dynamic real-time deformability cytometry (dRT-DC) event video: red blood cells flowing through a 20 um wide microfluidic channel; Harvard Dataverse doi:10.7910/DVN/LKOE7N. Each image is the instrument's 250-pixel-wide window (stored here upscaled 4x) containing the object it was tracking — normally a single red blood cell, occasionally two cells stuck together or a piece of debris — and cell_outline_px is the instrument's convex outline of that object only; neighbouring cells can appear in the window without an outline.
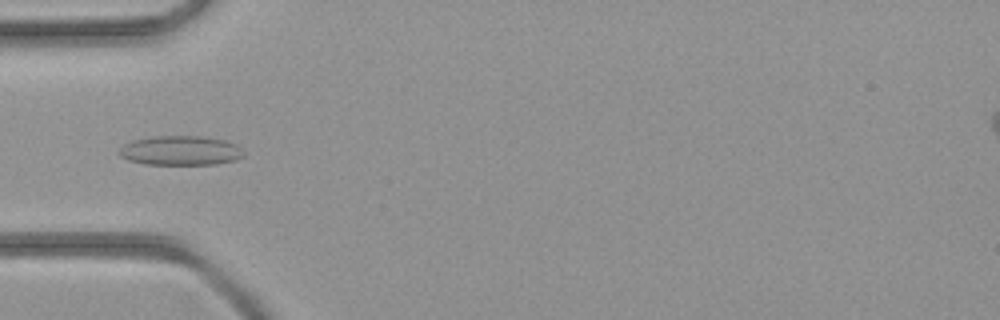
{"species": "common noctule bat (a hibernating species)", "species_latin": "Nyctalus noctula", "temperature_condition": "room temperature", "stored_images_in_passage": 30, "camera_frame_rate_fps": 3000, "um_per_image_px": 0.085, "animal": {"sex": "female", "body_mass_g": 21.9}, "frame": {"image": 1, "passage_image": 1, "time_ms": 0.0, "image_size_px": [1000, 320], "cell_outline_px": [[244, 156], [236, 160], [216, 164], [144, 164], [128, 160], [120, 156], [116, 152], [124, 144], [132, 140], [156, 136], [200, 136], [224, 140], [236, 144], [244, 152]], "centroid_in_image_um": [15.33, 12.8], "position_along_channel_um": 69.7, "area_um2": 21.44}}
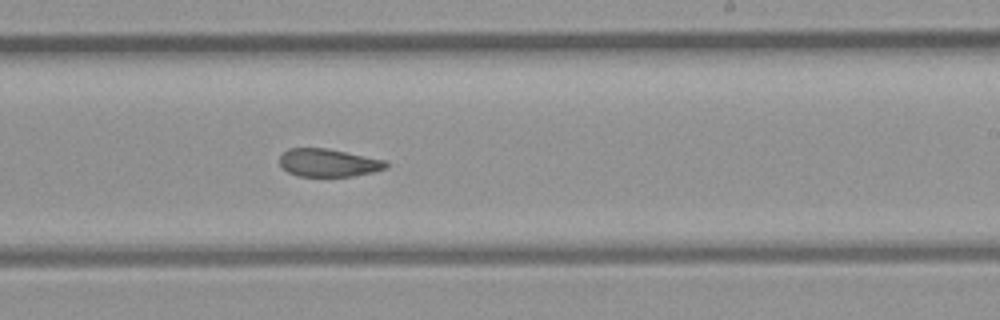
{"frame": {"image": 2, "passage_image": 13, "time_ms": 4.0, "image_size_px": [1000, 320], "cell_outline_px": [[388, 168], [372, 172], [352, 176], [300, 176], [288, 172], [280, 164], [280, 156], [288, 148], [328, 148], [384, 160], [388, 164]], "centroid_in_image_um": [27.91, 13.83], "position_along_channel_um": 261.1, "area_um2": 17.17}}
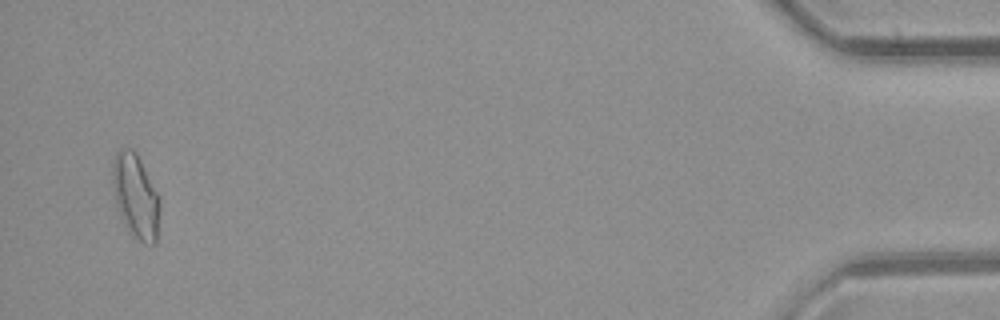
{"frame": {"image": 3, "passage_image": 29, "time_ms": 9.333, "image_size_px": [1000, 320], "cell_outline_px": [[160, 208], [156, 244], [144, 244], [132, 236], [124, 224], [120, 216], [116, 200], [112, 180], [112, 160], [116, 152], [120, 148], [132, 148], [136, 152], [160, 196]], "centroid_in_image_um": [11.54, 16.67], "position_along_channel_um": 423.7, "area_um2": 23.47}}